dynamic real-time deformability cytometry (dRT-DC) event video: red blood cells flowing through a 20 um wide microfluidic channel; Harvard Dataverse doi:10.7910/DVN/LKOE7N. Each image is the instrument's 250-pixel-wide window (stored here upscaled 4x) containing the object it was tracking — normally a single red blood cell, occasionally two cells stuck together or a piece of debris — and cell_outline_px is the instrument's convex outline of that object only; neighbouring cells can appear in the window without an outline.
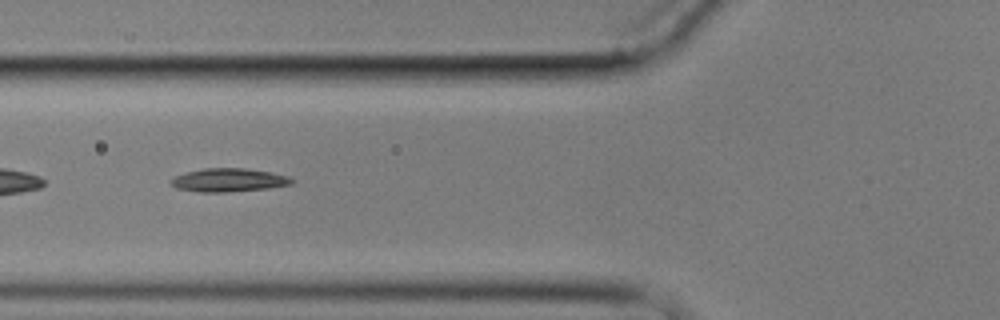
{"species": "common noctule bat (a hibernating species)", "species_latin": "Nyctalus noctula", "temperature_condition": "cold", "stored_images_in_passage": 14, "segment_of_instrument_passage": [2, 2], "camera_frame_rate_fps": 3000, "um_per_image_px": 0.085, "animal": {"sex": "male", "body_mass_g": 17.9}, "frame": {"image": 1, "passage_image": 5, "time_ms": 5.667, "image_size_px": [1000, 320], "cell_outline_px": [[296, 180], [292, 184], [268, 188], [228, 192], [200, 192], [176, 188], [168, 180], [172, 176], [184, 172], [204, 168], [244, 168], [272, 172], [288, 176]], "centroid_in_image_um": [19.41, 15.3], "position_along_channel_um": 106.4, "area_um2": 16.7}}
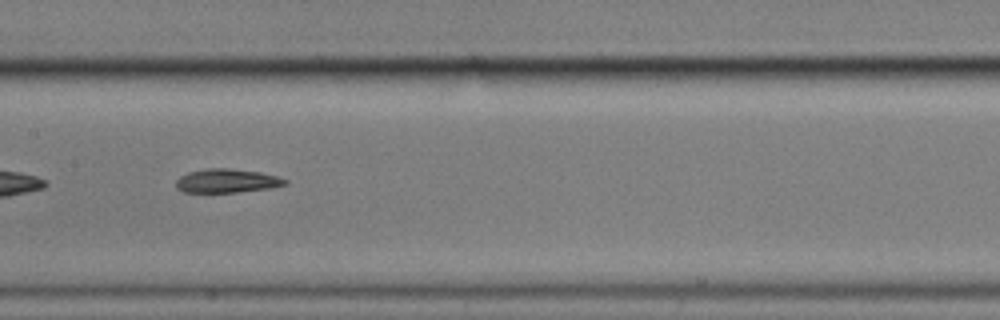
{"frame": {"image": 2, "passage_image": 7, "time_ms": 8.0, "image_size_px": [1000, 320], "cell_outline_px": [[288, 184], [272, 188], [236, 192], [184, 192], [176, 188], [176, 180], [180, 176], [188, 172], [208, 168], [228, 168], [260, 172], [276, 176], [288, 180]], "centroid_in_image_um": [19.29, 15.37], "position_along_channel_um": 188.1, "area_um2": 15.14}}
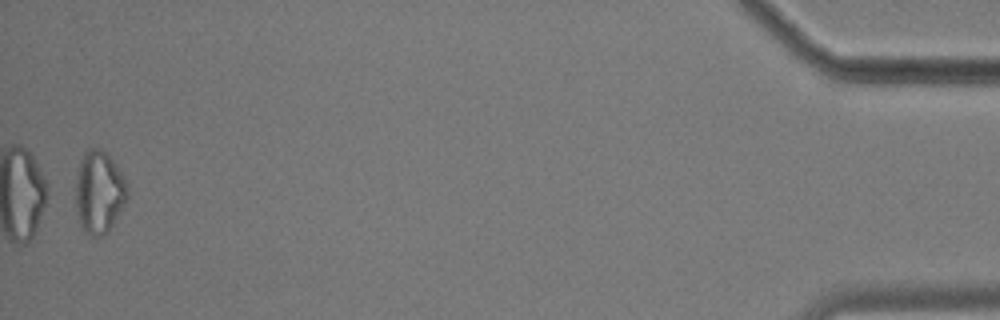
{"frame": {"image": 3, "passage_image": 14, "time_ms": 17.333, "image_size_px": [1000, 320], "cell_outline_px": [[128, 196], [124, 204], [108, 232], [104, 236], [92, 236], [84, 232], [80, 224], [76, 212], [76, 184], [80, 160], [84, 152], [88, 148], [100, 148], [120, 168], [124, 176], [128, 188]], "centroid_in_image_um": [8.43, 16.34], "position_along_channel_um": 426.8, "area_um2": 24.91}}